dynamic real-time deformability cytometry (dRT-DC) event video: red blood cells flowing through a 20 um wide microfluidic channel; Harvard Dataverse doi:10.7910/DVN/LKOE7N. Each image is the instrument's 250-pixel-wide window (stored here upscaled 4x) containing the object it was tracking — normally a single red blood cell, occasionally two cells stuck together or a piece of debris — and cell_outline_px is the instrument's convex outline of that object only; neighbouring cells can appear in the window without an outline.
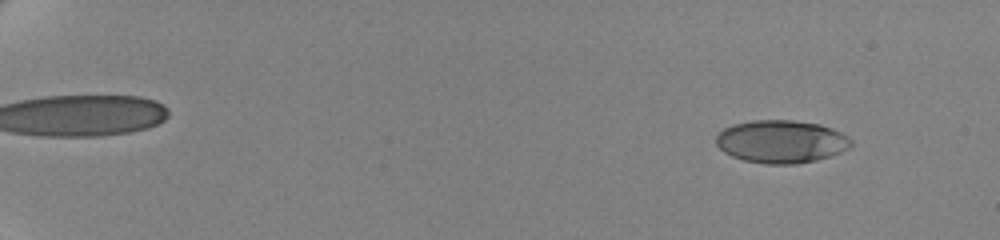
{"species": "human", "species_latin": "Homo sapiens", "temperature_condition": "cold", "stored_images_in_passage": 61, "camera_frame_rate_fps": 3000, "um_per_image_px": 0.085, "donor": {"sex": "female"}, "frame": {"image": 1, "passage_image": 6, "time_ms": 1.667, "image_size_px": [1000, 240], "cell_outline_px": [[852, 144], [848, 148], [840, 152], [816, 160], [796, 164], [768, 164], [744, 160], [732, 156], [724, 152], [716, 144], [716, 136], [724, 128], [732, 124], [752, 120], [792, 120], [820, 124], [832, 128], [848, 136], [852, 140]], "centroid_in_image_um": [66.4, 12.02], "position_along_channel_um": 18.6, "area_um2": 33.7}}
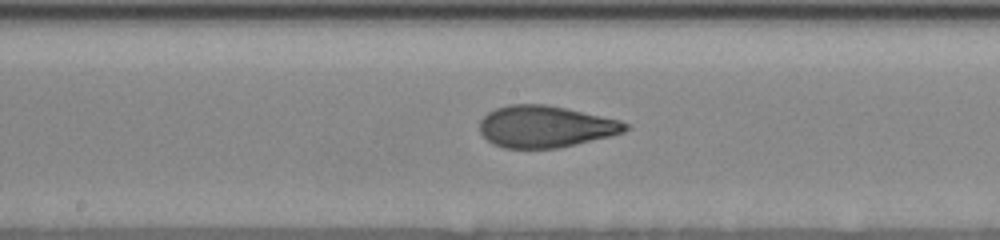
{"frame": {"image": 2, "passage_image": 36, "time_ms": 11.667, "image_size_px": [1000, 240], "cell_outline_px": [[628, 128], [624, 132], [612, 136], [576, 144], [556, 148], [504, 148], [492, 144], [480, 132], [480, 120], [488, 112], [496, 108], [508, 104], [544, 104], [564, 108], [620, 120], [628, 124]], "centroid_in_image_um": [46.34, 10.76], "position_along_channel_um": 201.9, "area_um2": 35.32}}
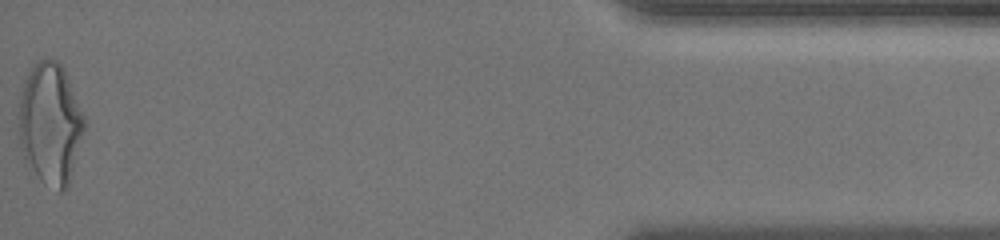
{"frame": {"image": 3, "passage_image": 61, "time_ms": 20.0, "image_size_px": [1000, 240], "cell_outline_px": [[84, 128], [68, 188], [60, 192], [56, 192], [44, 184], [40, 180], [24, 156], [20, 148], [20, 100], [24, 80], [28, 72], [40, 60], [56, 60], [64, 68], [84, 116]], "centroid_in_image_um": [4.28, 10.55], "position_along_channel_um": 430.9, "area_um2": 45.72}, "authors_computed_cell_mechanics": {"area_um2": 35.258, "velocity_mm_per_s": 3.4944, "shape_relaxation_time_tau1_ms": 4.3882, "shape_relaxation_time_tau2_ms": 1.1667, "deformation_change_tau1": 0.1699, "deformation_change_tau2": 0.0743}}